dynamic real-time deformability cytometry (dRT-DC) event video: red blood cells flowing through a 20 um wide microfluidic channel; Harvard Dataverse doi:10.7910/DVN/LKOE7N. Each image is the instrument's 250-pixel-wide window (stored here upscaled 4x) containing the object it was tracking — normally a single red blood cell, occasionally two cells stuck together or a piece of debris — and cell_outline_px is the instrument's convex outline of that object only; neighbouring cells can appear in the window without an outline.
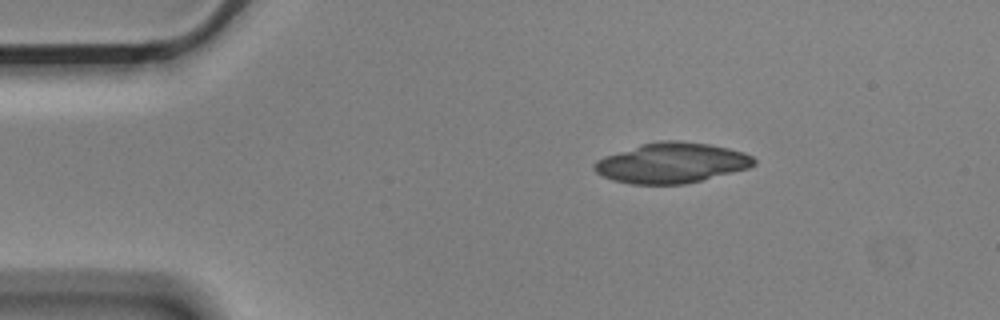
{"species": "Egyptian fruit bat (a non-hibernating species)", "species_latin": "Rousettus aegyptiacus", "temperature_condition": "cold", "stored_images_in_passage": 3, "segment_of_instrument_passage": [1, 2], "camera_frame_rate_fps": 3000, "um_per_image_px": 0.085, "animal": {"sex": "male"}, "frame": {"image": 1, "passage_image": 1, "time_ms": 0.0, "image_size_px": [1000, 320], "cell_outline_px": [[756, 164], [748, 168], [684, 184], [632, 184], [612, 180], [596, 172], [592, 168], [592, 164], [596, 160], [604, 156], [640, 144], [660, 140], [676, 140], [708, 144], [728, 148], [744, 152], [752, 156], [756, 160]], "centroid_in_image_um": [57.05, 13.84], "position_along_channel_um": 27.9, "area_um2": 37.4}}